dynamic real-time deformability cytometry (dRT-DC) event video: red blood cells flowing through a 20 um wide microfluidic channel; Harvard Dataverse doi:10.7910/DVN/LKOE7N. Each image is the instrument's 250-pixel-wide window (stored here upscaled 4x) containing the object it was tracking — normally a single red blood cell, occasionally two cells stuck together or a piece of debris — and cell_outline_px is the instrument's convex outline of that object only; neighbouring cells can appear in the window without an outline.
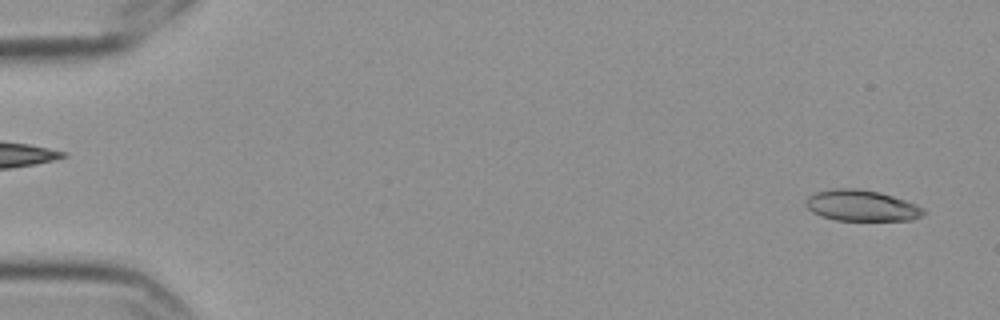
{"species": "Egyptian fruit bat (a non-hibernating species)", "species_latin": "Rousettus aegyptiacus", "temperature_condition": "cold", "stored_images_in_passage": 6, "segment_of_instrument_passage": [2, 2], "camera_frame_rate_fps": 3000, "um_per_image_px": 0.085, "frame": {"image": 1, "passage_image": 6, "time_ms": 1.667, "image_size_px": [1000, 320], "cell_outline_px": [[924, 216], [912, 220], [836, 220], [820, 216], [812, 212], [804, 204], [804, 200], [808, 196], [816, 192], [832, 188], [856, 188], [880, 192], [916, 204], [924, 208]], "centroid_in_image_um": [73.21, 17.47], "position_along_channel_um": 11.8, "area_um2": 21.44}}